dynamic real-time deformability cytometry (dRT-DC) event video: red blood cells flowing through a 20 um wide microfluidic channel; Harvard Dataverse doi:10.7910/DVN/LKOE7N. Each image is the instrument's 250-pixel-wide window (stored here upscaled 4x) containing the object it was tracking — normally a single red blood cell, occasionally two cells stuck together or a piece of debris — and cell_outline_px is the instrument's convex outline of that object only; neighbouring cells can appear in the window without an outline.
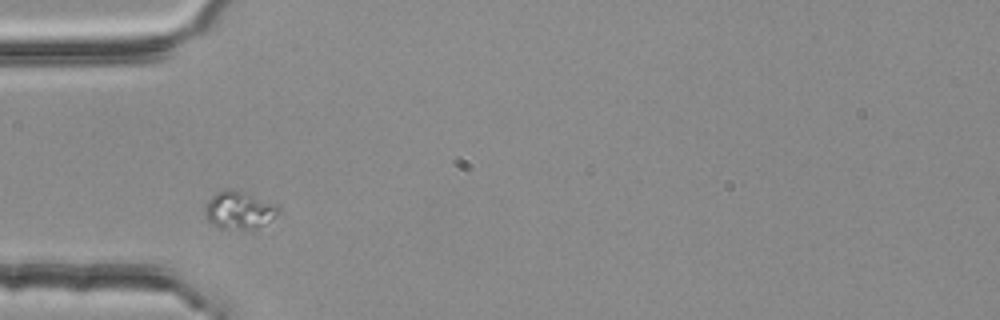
{"species": "common noctule bat (a hibernating species)", "species_latin": "Nyctalus noctula", "temperature_condition": "room temperature", "stored_images_in_passage": 1, "camera_frame_rate_fps": 3000, "um_per_image_px": 0.085, "animal": {"sex": "female", "body_mass_g": 25.1}, "frame": {"image": 1, "passage_image": 1, "time_ms": 0.0, "image_size_px": [1000, 320], "cell_outline_px": [[280, 208], [276, 216], [264, 224], [256, 228], [220, 228], [212, 224], [208, 220], [204, 212], [204, 208], [208, 200], [216, 192], [224, 188], [228, 188], [280, 204]], "centroid_in_image_um": [20.32, 17.84], "position_along_channel_um": 64.7, "area_um2": 16.01}}